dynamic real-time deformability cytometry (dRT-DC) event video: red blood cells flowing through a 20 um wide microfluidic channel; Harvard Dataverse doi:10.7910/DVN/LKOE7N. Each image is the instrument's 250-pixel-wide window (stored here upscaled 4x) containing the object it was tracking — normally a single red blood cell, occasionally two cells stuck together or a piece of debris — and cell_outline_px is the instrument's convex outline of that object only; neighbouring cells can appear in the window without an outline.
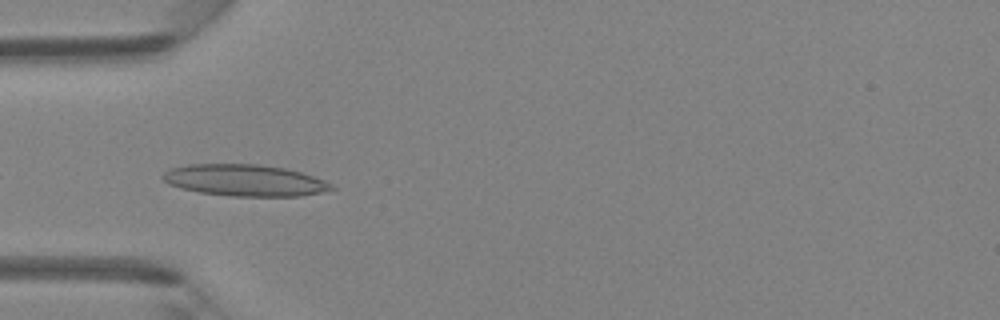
{"species": "Egyptian fruit bat (a non-hibernating species)", "species_latin": "Rousettus aegyptiacus", "temperature_condition": "room temperature", "stored_images_in_passage": 5, "camera_frame_rate_fps": 3000, "um_per_image_px": 0.085, "animal": {"sex": "female"}, "frame": {"image": 1, "passage_image": 4, "time_ms": 3.667, "image_size_px": [1000, 320], "cell_outline_px": [[336, 188], [320, 192], [300, 196], [232, 196], [200, 192], [180, 188], [168, 184], [160, 176], [168, 168], [188, 164], [260, 164], [284, 168], [300, 172], [324, 180], [332, 184]], "centroid_in_image_um": [20.76, 15.32], "position_along_channel_um": 64.2, "area_um2": 31.04}}
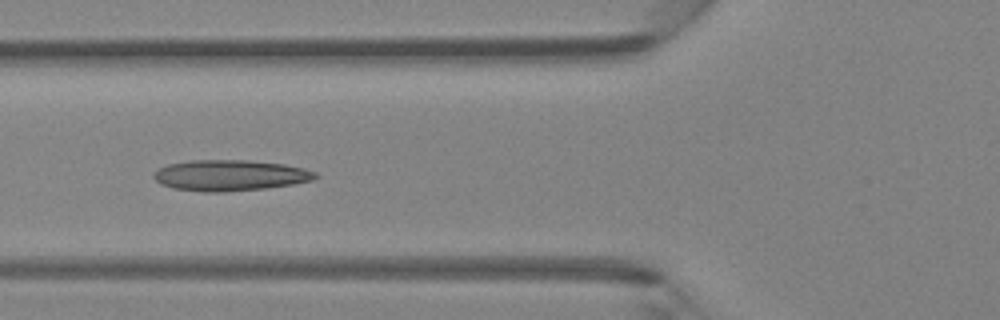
{"frame": {"image": 2, "passage_image": 5, "time_ms": 4.667, "image_size_px": [1000, 320], "cell_outline_px": [[320, 176], [312, 180], [292, 184], [264, 188], [224, 192], [204, 192], [172, 188], [160, 184], [152, 176], [152, 172], [156, 168], [168, 164], [192, 160], [248, 160], [284, 164], [304, 168], [316, 172]], "centroid_in_image_um": [19.51, 14.9], "position_along_channel_um": 106.3, "area_um2": 29.3}}